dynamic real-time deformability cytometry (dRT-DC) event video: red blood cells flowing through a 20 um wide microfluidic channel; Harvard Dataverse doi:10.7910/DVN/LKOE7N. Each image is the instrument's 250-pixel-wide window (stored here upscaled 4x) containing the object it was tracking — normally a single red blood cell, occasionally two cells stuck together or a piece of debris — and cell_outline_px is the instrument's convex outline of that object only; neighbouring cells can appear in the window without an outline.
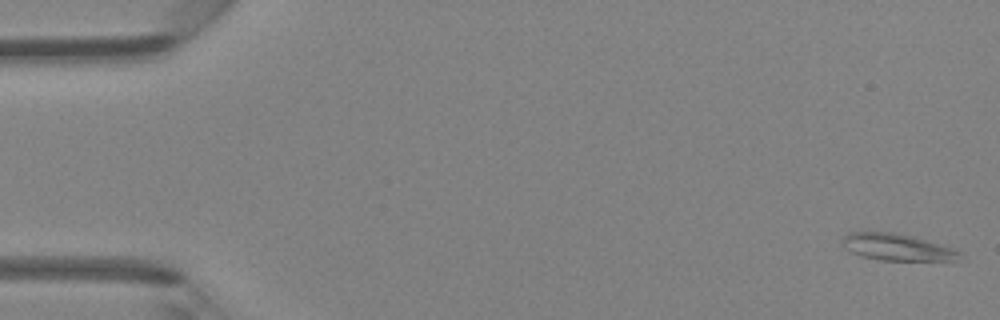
{"species": "Egyptian fruit bat (a non-hibernating species)", "species_latin": "Rousettus aegyptiacus", "temperature_condition": "room temperature", "stored_images_in_passage": 47, "camera_frame_rate_fps": 3000, "um_per_image_px": 0.085, "animal": {"sex": "female"}, "frame": {"image": 1, "passage_image": 1, "time_ms": 0.0, "image_size_px": [1000, 320], "cell_outline_px": [[960, 252], [956, 260], [880, 260], [860, 256], [844, 248], [844, 236], [848, 232], [892, 232], [912, 236], [940, 244]], "centroid_in_image_um": [76.18, 21.0], "position_along_channel_um": 8.8, "area_um2": 17.86}}
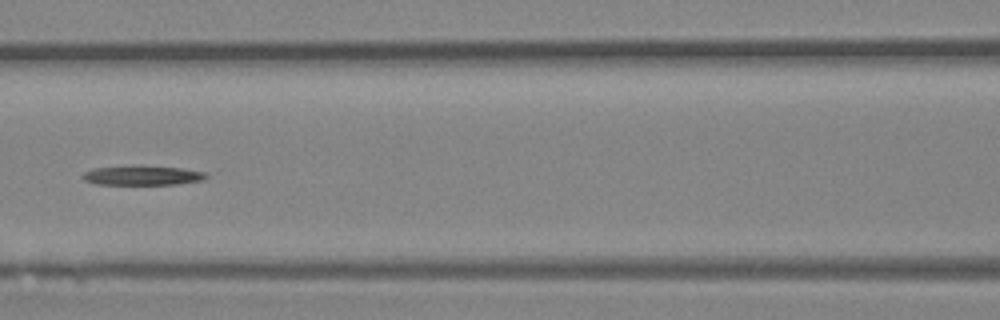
{"frame": {"image": 2, "passage_image": 21, "time_ms": 6.667, "image_size_px": [1000, 320], "cell_outline_px": [[208, 176], [204, 180], [176, 184], [96, 184], [84, 180], [84, 172], [92, 168], [132, 164], [140, 164], [180, 168], [204, 172]], "centroid_in_image_um": [12.08, 14.88], "position_along_channel_um": 154.5, "area_um2": 14.33}}
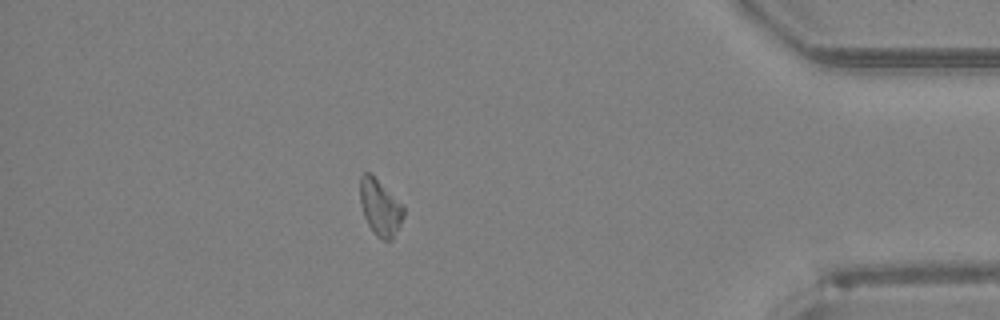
{"frame": {"image": 3, "passage_image": 41, "time_ms": 13.333, "image_size_px": [1000, 320], "cell_outline_px": [[404, 216], [392, 240], [384, 240], [376, 236], [372, 232], [364, 216], [360, 204], [360, 176], [364, 172], [372, 172], [404, 204]], "centroid_in_image_um": [32.32, 17.58], "position_along_channel_um": 402.9, "area_um2": 14.74}}